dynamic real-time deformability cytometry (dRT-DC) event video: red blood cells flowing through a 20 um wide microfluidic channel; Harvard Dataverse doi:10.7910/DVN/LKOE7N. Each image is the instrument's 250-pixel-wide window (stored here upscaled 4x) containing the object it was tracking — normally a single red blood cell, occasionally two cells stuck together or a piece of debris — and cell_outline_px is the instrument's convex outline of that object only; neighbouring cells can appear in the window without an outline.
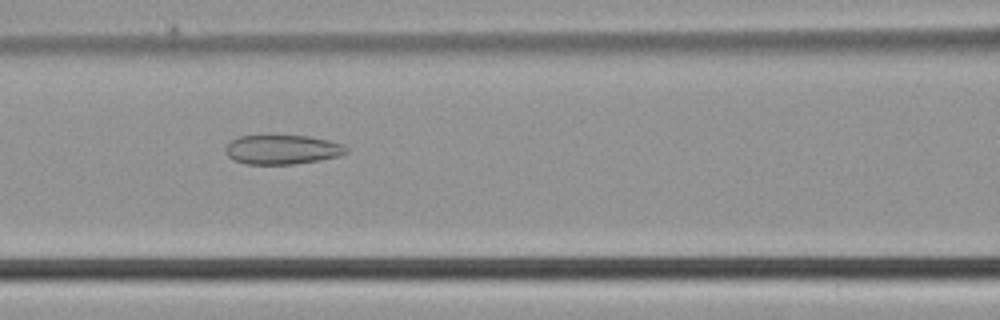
{"species": "common noctule bat (a hibernating species)", "species_latin": "Nyctalus noctula", "temperature_condition": "cold", "stored_images_in_passage": 30, "camera_frame_rate_fps": 3000, "um_per_image_px": 0.085, "animal": {"sex": "male", "body_mass_g": 21.5, "forearm_length_mm": 52.0}, "frame": {"image": 1, "passage_image": 9, "time_ms": 2.667, "image_size_px": [1000, 320], "cell_outline_px": [[348, 152], [340, 156], [320, 160], [296, 164], [244, 164], [232, 160], [228, 156], [224, 148], [232, 140], [240, 136], [308, 136], [328, 140], [340, 144], [348, 148]], "centroid_in_image_um": [23.99, 12.73], "position_along_channel_um": 142.6, "area_um2": 20.63}}
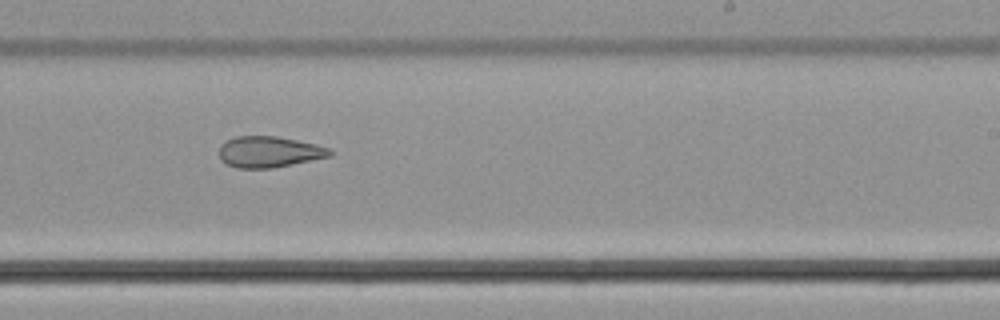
{"frame": {"image": 2, "passage_image": 18, "time_ms": 5.667, "image_size_px": [1000, 320], "cell_outline_px": [[332, 156], [272, 168], [236, 168], [220, 160], [220, 144], [236, 136], [276, 136], [316, 144], [332, 148]], "centroid_in_image_um": [22.89, 12.91], "position_along_channel_um": 266.1, "area_um2": 20.06}}
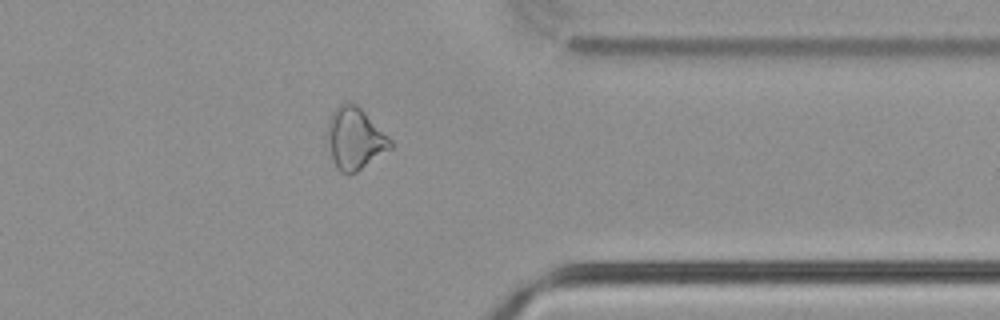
{"frame": {"image": 3, "passage_image": 27, "time_ms": 8.667, "image_size_px": [1000, 320], "cell_outline_px": [[392, 148], [356, 172], [340, 172], [336, 168], [332, 160], [324, 136], [324, 132], [328, 120], [332, 112], [340, 104], [348, 100], [356, 104], [392, 140]], "centroid_in_image_um": [30.1, 11.76], "position_along_channel_um": 381.3, "area_um2": 22.95}}